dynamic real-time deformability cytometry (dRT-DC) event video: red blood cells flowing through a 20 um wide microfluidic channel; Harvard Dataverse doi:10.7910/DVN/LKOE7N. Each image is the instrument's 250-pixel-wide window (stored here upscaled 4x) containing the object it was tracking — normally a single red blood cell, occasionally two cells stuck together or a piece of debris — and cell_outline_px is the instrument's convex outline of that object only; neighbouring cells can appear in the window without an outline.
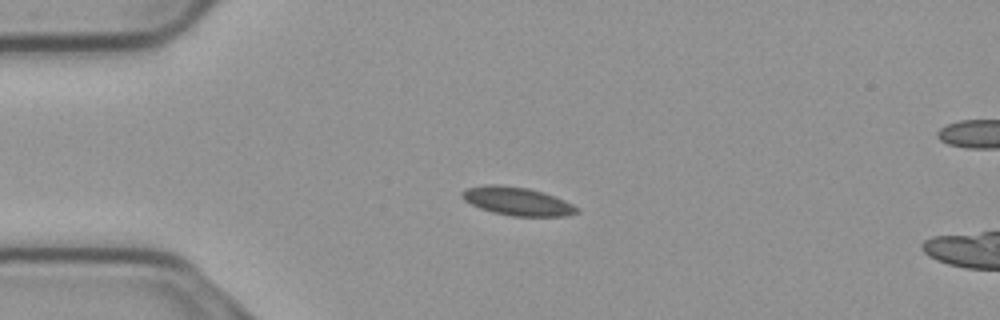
{"species": "common noctule bat (a hibernating species)", "species_latin": "Nyctalus noctula", "temperature_condition": "cold", "stored_images_in_passage": 44, "camera_frame_rate_fps": 3000, "um_per_image_px": 0.085, "animal": {"sex": "male", "body_mass_g": 23.1, "forearm_length_mm": 52.7}, "frame": {"image": 1, "passage_image": 13, "time_ms": 4.0, "image_size_px": [1000, 320], "cell_outline_px": [[580, 212], [568, 216], [512, 216], [492, 212], [480, 208], [464, 200], [460, 196], [460, 192], [468, 188], [488, 184], [496, 184], [528, 188], [564, 200], [580, 208]], "centroid_in_image_um": [43.97, 17.11], "position_along_channel_um": 41.0, "area_um2": 18.84}}
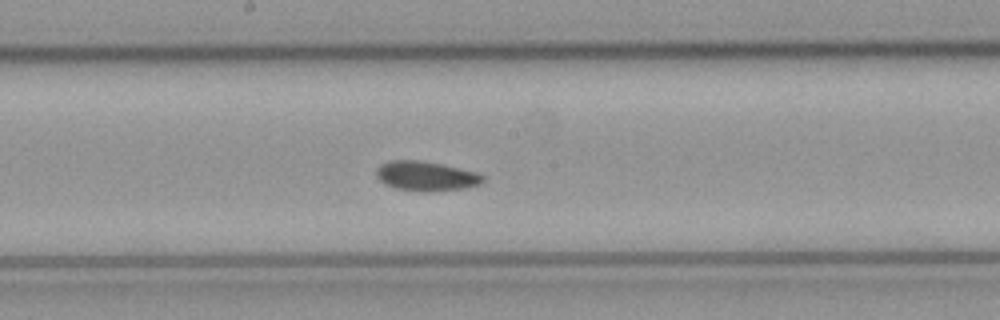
{"frame": {"image": 2, "passage_image": 29, "time_ms": 9.333, "image_size_px": [1000, 320], "cell_outline_px": [[484, 180], [480, 184], [464, 188], [428, 192], [420, 192], [396, 188], [384, 184], [376, 176], [376, 168], [380, 164], [392, 160], [416, 160], [440, 164], [476, 172], [484, 176]], "centroid_in_image_um": [36.18, 14.97], "position_along_channel_um": 212.0, "area_um2": 18.32}}
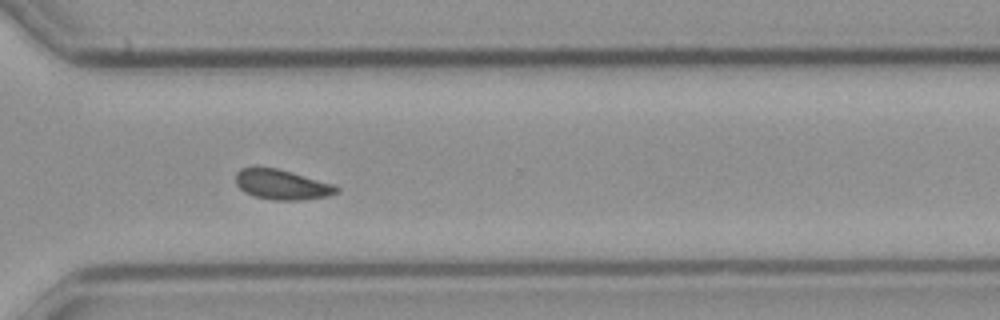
{"frame": {"image": 3, "passage_image": 40, "time_ms": 13.0, "image_size_px": [1000, 320], "cell_outline_px": [[340, 192], [328, 196], [300, 200], [272, 200], [256, 196], [244, 192], [236, 184], [236, 172], [240, 168], [252, 164], [256, 164], [276, 168], [292, 172], [336, 184], [340, 188]], "centroid_in_image_um": [23.95, 15.65], "position_along_channel_um": 346.7, "area_um2": 18.26}, "authors_computed_cell_mechanics": {"area_um2": 18.0625, "velocity_mm_per_s": 3.6827, "shape_relaxation_time_tau1_ms": 2.7933, "shape_relaxation_time_tau2_ms": null, "deformation_change_tau1": 0.0767, "deformation_change_tau2": null}}